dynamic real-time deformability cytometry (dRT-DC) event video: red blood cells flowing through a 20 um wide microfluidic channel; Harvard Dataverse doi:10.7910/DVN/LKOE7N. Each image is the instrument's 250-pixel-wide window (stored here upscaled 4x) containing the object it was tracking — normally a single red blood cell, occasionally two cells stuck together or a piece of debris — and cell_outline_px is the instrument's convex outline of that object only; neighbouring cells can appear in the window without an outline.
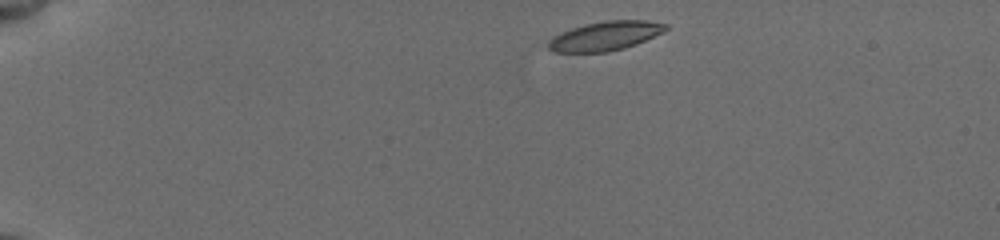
{"species": "common noctule bat (a hibernating species)", "species_latin": "Nyctalus noctula", "temperature_condition": "cold", "stored_images_in_passage": 30, "camera_frame_rate_fps": 3000, "um_per_image_px": 0.085, "animal": {"sex": "female", "body_mass_g": 19.5, "forearm_length_mm": 54.1}, "frame": {"image": 1, "passage_image": 1, "time_ms": 0.0, "image_size_px": [1000, 240], "cell_outline_px": [[668, 28], [664, 32], [636, 44], [624, 48], [608, 52], [556, 52], [548, 48], [548, 40], [552, 36], [572, 28], [584, 24], [604, 20], [648, 20], [668, 24]], "centroid_in_image_um": [51.46, 3.05], "position_along_channel_um": 33.5, "area_um2": 20.06}}
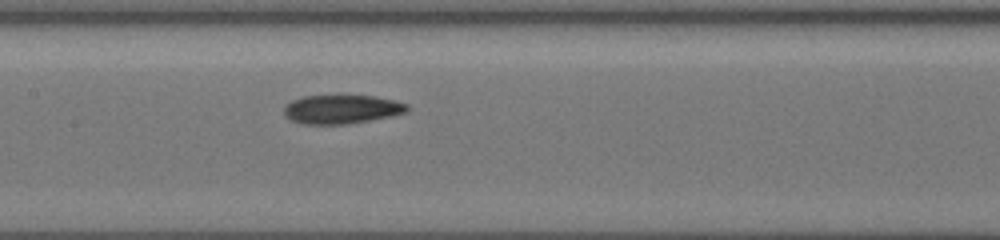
{"frame": {"image": 2, "passage_image": 13, "time_ms": 6.0, "image_size_px": [1000, 240], "cell_outline_px": [[412, 108], [408, 112], [392, 116], [344, 124], [304, 124], [292, 120], [284, 116], [284, 108], [292, 100], [304, 96], [340, 92], [344, 92], [376, 96], [396, 100], [408, 104]], "centroid_in_image_um": [29.1, 9.22], "position_along_channel_um": 178.3, "area_um2": 21.79}}
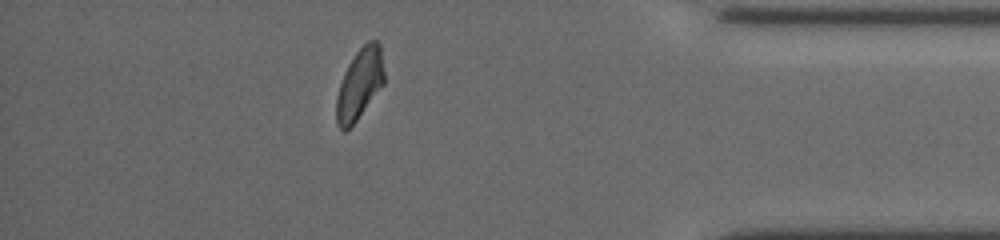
{"frame": {"image": 3, "passage_image": 26, "time_ms": 12.667, "image_size_px": [1000, 240], "cell_outline_px": [[384, 84], [356, 120], [344, 132], [336, 124], [336, 96], [344, 72], [348, 64], [356, 52], [368, 40], [376, 40], [380, 44], [384, 72]], "centroid_in_image_um": [30.56, 7.12], "position_along_channel_um": 404.6, "area_um2": 19.59}, "authors_computed_cell_mechanics": {"area_um2": 20.7502, "velocity_mm_per_s": 3.8043, "shape_relaxation_time_tau1_ms": 4.108, "shape_relaxation_time_tau2_ms": 3.4335, "deformation_change_tau1": 0.152, "deformation_change_tau2": 0.0993}}